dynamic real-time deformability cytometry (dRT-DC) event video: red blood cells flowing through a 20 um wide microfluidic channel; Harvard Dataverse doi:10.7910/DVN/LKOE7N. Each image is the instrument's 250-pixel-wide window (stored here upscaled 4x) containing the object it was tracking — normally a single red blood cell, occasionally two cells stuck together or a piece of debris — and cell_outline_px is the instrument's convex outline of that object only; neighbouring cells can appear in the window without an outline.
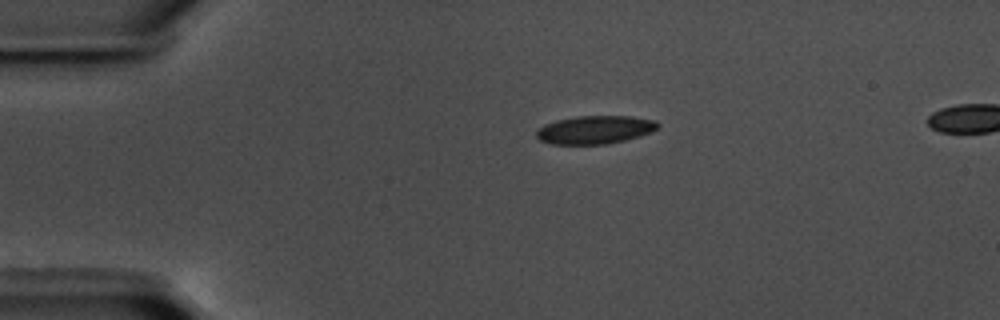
{"species": "common noctule bat (a hibernating species)", "species_latin": "Nyctalus noctula", "temperature_condition": "warm", "stored_images_in_passage": 8, "camera_frame_rate_fps": 3000, "um_per_image_px": 0.085, "animal": {"sex": "male", "body_mass_g": 17.5, "forearm_length_mm": 52.3}, "frame": {"image": 1, "passage_image": 1, "time_ms": 0.0, "image_size_px": [1000, 320], "cell_outline_px": [[660, 124], [652, 132], [640, 136], [624, 140], [604, 144], [552, 144], [540, 140], [536, 136], [536, 132], [544, 124], [556, 120], [576, 116], [632, 116], [656, 120]], "centroid_in_image_um": [50.58, 11.02], "position_along_channel_um": 34.4, "area_um2": 19.94}}